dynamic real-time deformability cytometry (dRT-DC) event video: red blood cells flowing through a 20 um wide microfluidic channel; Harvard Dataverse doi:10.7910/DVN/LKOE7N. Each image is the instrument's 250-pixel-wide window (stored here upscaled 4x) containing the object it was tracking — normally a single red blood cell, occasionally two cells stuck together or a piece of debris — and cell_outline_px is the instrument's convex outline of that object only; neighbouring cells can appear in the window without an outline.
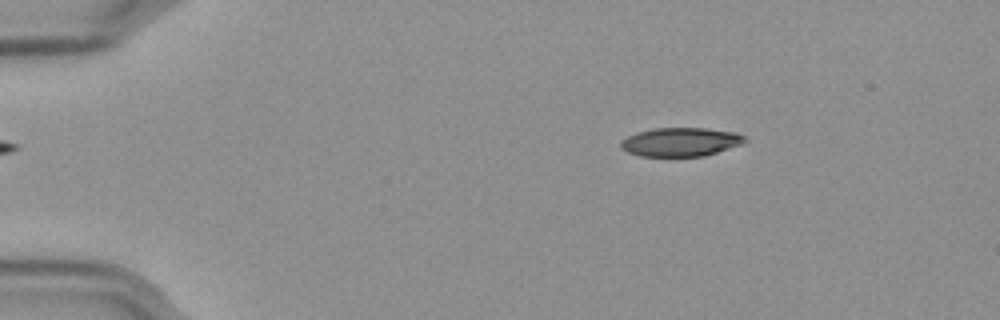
{"species": "Egyptian fruit bat (a non-hibernating species)", "species_latin": "Rousettus aegyptiacus", "temperature_condition": "cold", "stored_images_in_passage": 56, "camera_frame_rate_fps": 3000, "um_per_image_px": 0.085, "frame": {"image": 1, "passage_image": 9, "time_ms": 2.667, "image_size_px": [1000, 320], "cell_outline_px": [[748, 140], [744, 144], [704, 156], [640, 156], [628, 152], [620, 148], [620, 140], [636, 132], [652, 128], [704, 128], [736, 132], [744, 136]], "centroid_in_image_um": [57.86, 12.06], "position_along_channel_um": 27.1, "area_um2": 20.98}}
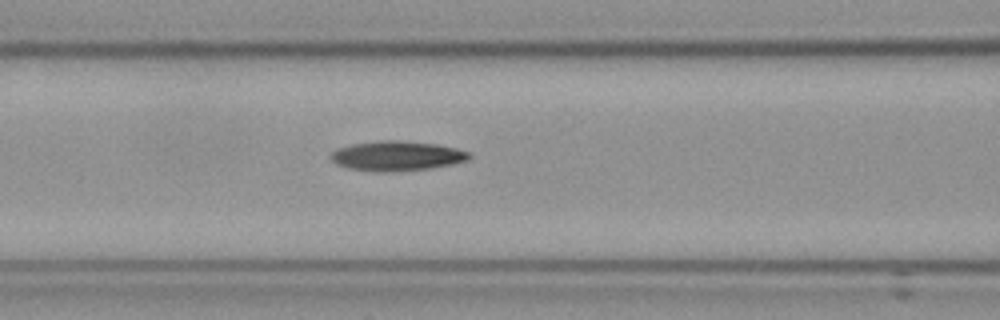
{"frame": {"image": 2, "passage_image": 24, "time_ms": 7.667, "image_size_px": [1000, 320], "cell_outline_px": [[472, 156], [468, 160], [452, 164], [428, 168], [348, 168], [336, 164], [332, 160], [332, 152], [336, 148], [352, 144], [380, 140], [400, 140], [436, 144], [456, 148], [472, 152]], "centroid_in_image_um": [33.8, 13.18], "position_along_channel_um": 132.8, "area_um2": 22.72}}
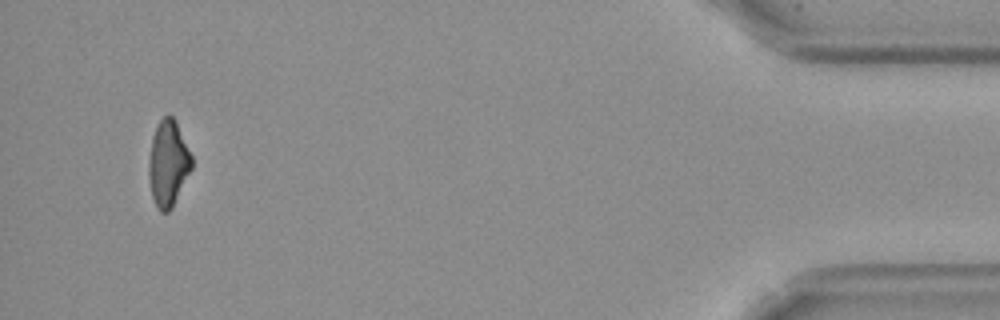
{"frame": {"image": 3, "passage_image": 54, "time_ms": 17.667, "image_size_px": [1000, 320], "cell_outline_px": [[192, 168], [172, 208], [168, 212], [160, 212], [156, 208], [152, 196], [148, 176], [148, 164], [152, 136], [160, 120], [164, 116], [172, 116], [176, 120], [192, 156]], "centroid_in_image_um": [14.29, 13.91], "position_along_channel_um": 420.9, "area_um2": 21.56}}